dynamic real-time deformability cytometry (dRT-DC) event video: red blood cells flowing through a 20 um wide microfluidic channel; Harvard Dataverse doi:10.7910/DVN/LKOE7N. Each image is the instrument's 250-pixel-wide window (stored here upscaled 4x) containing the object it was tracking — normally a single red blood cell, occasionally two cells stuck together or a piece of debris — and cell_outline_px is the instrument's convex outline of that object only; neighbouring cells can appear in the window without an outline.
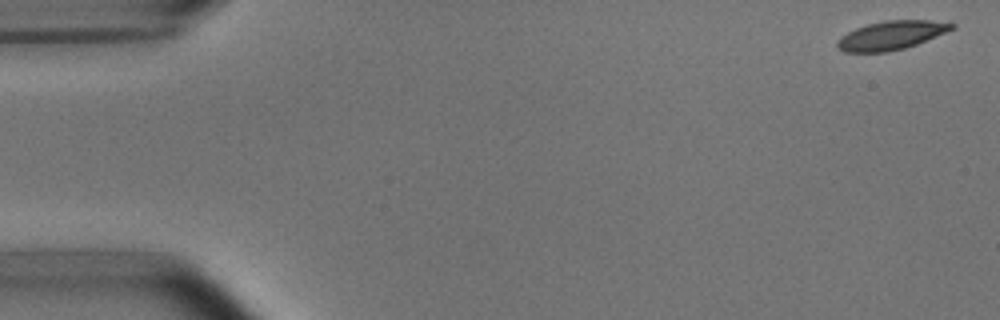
{"species": "common noctule bat (a hibernating species)", "species_latin": "Nyctalus noctula", "temperature_condition": "room temperature", "stored_images_in_passage": 5, "camera_frame_rate_fps": 3000, "um_per_image_px": 0.085, "animal": {"sex": "male", "body_mass_g": 15.6}, "frame": {"image": 1, "passage_image": 1, "time_ms": 0.0, "image_size_px": [1000, 320], "cell_outline_px": [[956, 28], [916, 44], [904, 48], [888, 52], [844, 52], [836, 44], [836, 40], [840, 36], [856, 28], [868, 24], [884, 20], [928, 20], [956, 24]], "centroid_in_image_um": [75.74, 3.0], "position_along_channel_um": 9.3, "area_um2": 19.07}}
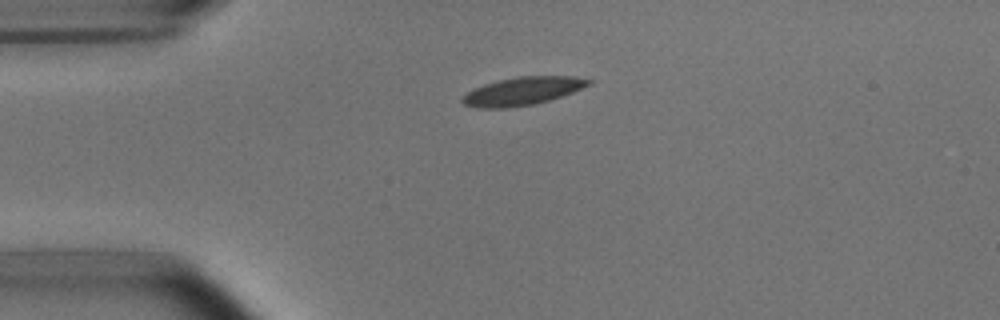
{"frame": {"image": 2, "passage_image": 4, "time_ms": 3.667, "image_size_px": [1000, 320], "cell_outline_px": [[592, 84], [572, 92], [536, 104], [508, 108], [480, 108], [464, 104], [460, 100], [460, 96], [472, 88], [484, 84], [500, 80], [520, 76], [572, 76], [592, 80]], "centroid_in_image_um": [44.37, 7.75], "position_along_channel_um": 40.6, "area_um2": 20.69}}